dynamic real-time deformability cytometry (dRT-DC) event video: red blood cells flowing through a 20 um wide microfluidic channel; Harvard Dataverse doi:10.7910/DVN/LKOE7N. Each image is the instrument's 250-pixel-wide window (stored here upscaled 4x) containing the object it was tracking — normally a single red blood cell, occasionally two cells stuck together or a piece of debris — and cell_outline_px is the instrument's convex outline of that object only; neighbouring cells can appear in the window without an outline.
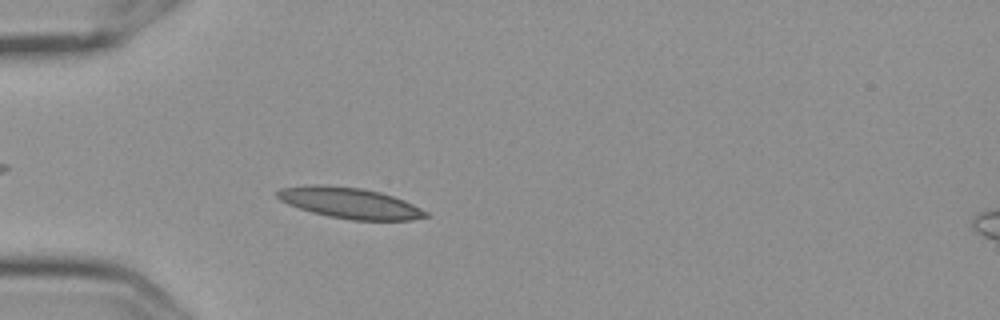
{"species": "Egyptian fruit bat (a non-hibernating species)", "species_latin": "Rousettus aegyptiacus", "temperature_condition": "cold", "stored_images_in_passage": 5, "camera_frame_rate_fps": 3000, "um_per_image_px": 0.085, "frame": {"image": 1, "passage_image": 5, "time_ms": 1.333, "image_size_px": [1000, 320], "cell_outline_px": [[432, 216], [412, 220], [352, 220], [328, 216], [312, 212], [288, 204], [280, 200], [276, 196], [276, 192], [280, 188], [312, 184], [328, 184], [364, 188], [380, 192], [404, 200], [428, 212]], "centroid_in_image_um": [29.74, 17.24], "position_along_channel_um": 55.3, "area_um2": 26.88}}